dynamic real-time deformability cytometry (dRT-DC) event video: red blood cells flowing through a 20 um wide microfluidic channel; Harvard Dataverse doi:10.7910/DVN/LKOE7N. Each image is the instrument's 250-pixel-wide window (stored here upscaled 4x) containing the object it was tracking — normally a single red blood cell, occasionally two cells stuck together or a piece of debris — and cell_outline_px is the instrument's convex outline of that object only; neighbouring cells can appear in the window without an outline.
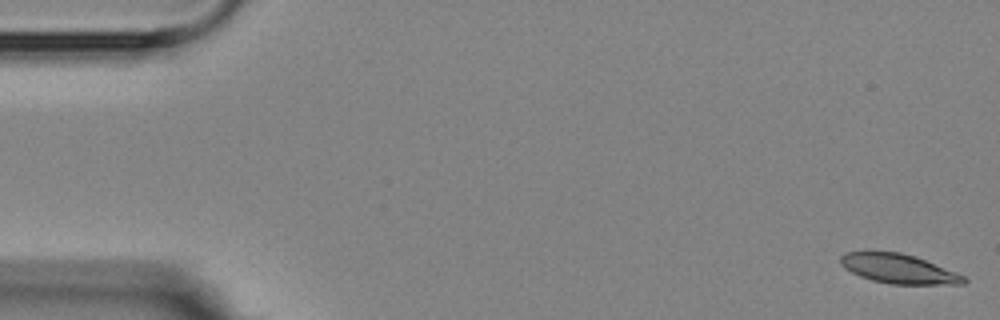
{"species": "Egyptian fruit bat (a non-hibernating species)", "species_latin": "Rousettus aegyptiacus", "temperature_condition": "room temperature", "stored_images_in_passage": 6, "camera_frame_rate_fps": 3000, "um_per_image_px": 0.085, "animal": {"sex": "female"}, "frame": {"image": 1, "passage_image": 1, "time_ms": 0.0, "image_size_px": [1000, 320], "cell_outline_px": [[968, 280], [964, 284], [892, 284], [872, 280], [860, 276], [844, 268], [840, 264], [840, 256], [844, 252], [900, 252], [916, 256], [956, 272], [964, 276]], "centroid_in_image_um": [76.38, 22.84], "position_along_channel_um": 8.6, "area_um2": 21.04}}
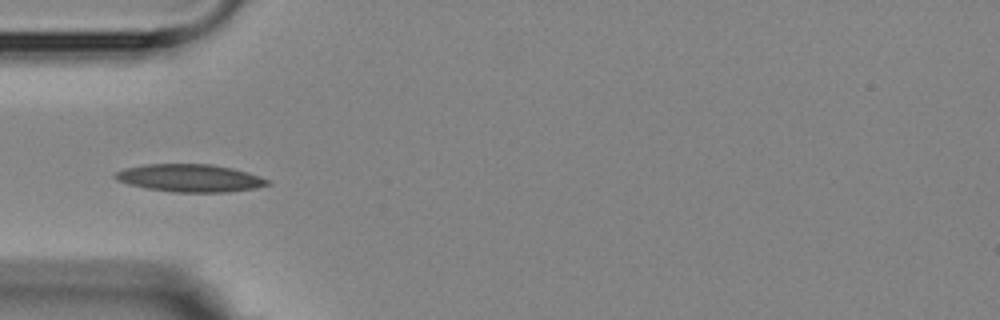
{"frame": {"image": 2, "passage_image": 5, "time_ms": 5.333, "image_size_px": [1000, 320], "cell_outline_px": [[268, 184], [252, 188], [228, 192], [172, 192], [148, 188], [128, 184], [116, 180], [112, 176], [116, 172], [124, 168], [144, 164], [212, 164], [232, 168], [248, 172], [260, 176], [268, 180]], "centroid_in_image_um": [16.09, 15.12], "position_along_channel_um": 68.9, "area_um2": 24.45}}
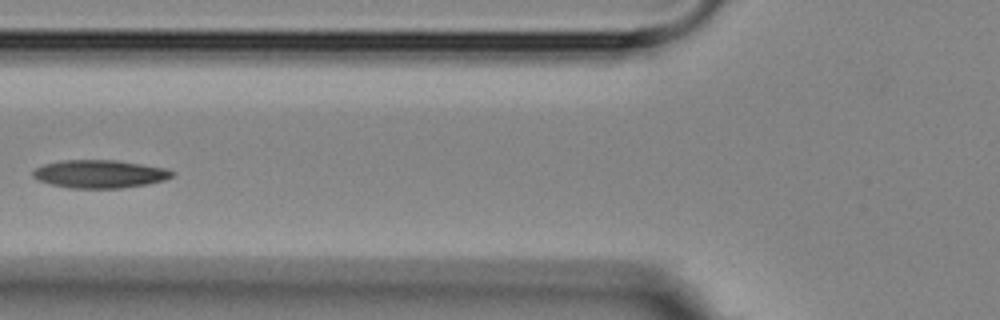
{"frame": {"image": 3, "passage_image": 6, "time_ms": 6.667, "image_size_px": [1000, 320], "cell_outline_px": [[176, 172], [172, 176], [164, 180], [148, 184], [120, 188], [68, 188], [52, 184], [40, 180], [32, 176], [32, 172], [36, 168], [44, 164], [60, 160], [116, 160], [164, 168]], "centroid_in_image_um": [8.47, 14.78], "position_along_channel_um": 117.3, "area_um2": 22.6}}